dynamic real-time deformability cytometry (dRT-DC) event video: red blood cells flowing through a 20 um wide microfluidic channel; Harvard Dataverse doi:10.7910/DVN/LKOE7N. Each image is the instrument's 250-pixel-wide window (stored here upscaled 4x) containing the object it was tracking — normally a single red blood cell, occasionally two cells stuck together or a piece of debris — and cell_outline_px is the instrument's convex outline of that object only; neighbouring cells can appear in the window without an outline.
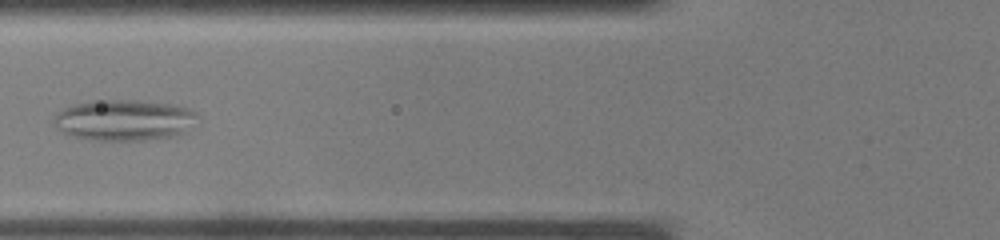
{"species": "common noctule bat (a hibernating species)", "species_latin": "Nyctalus noctula", "temperature_condition": "warm", "stored_images_in_passage": 38, "camera_frame_rate_fps": 3000, "um_per_image_px": 0.085, "animal": {"sex": "male", "body_mass_g": 19.0, "forearm_length_mm": 50.8}, "frame": {"image": 1, "passage_image": 15, "time_ms": 4.667, "image_size_px": [1000, 240], "cell_outline_px": [[200, 116], [184, 132], [172, 136], [152, 140], [96, 140], [72, 136], [60, 132], [52, 124], [52, 120], [56, 112], [72, 104], [92, 100], [136, 100], [168, 104], [188, 108], [196, 112]], "centroid_in_image_um": [10.49, 10.21], "position_along_channel_um": 115.3, "area_um2": 34.56}}
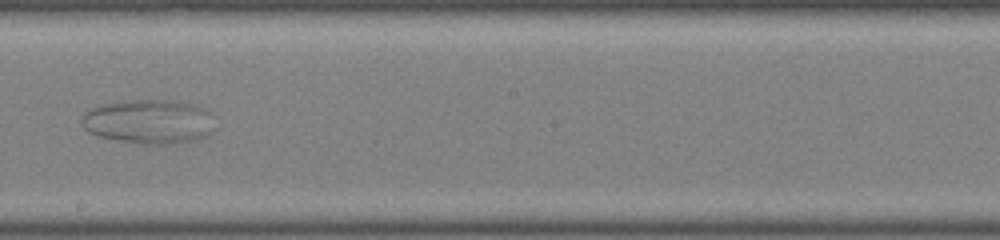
{"frame": {"image": 2, "passage_image": 22, "time_ms": 7.0, "image_size_px": [1000, 240], "cell_outline_px": [[212, 132], [196, 140], [168, 144], [144, 144], [96, 136], [88, 132], [84, 128], [84, 112], [92, 108], [108, 104], [136, 100], [176, 100], [196, 104], [212, 112]], "centroid_in_image_um": [12.72, 10.34], "position_along_channel_um": 235.5, "area_um2": 34.1}}